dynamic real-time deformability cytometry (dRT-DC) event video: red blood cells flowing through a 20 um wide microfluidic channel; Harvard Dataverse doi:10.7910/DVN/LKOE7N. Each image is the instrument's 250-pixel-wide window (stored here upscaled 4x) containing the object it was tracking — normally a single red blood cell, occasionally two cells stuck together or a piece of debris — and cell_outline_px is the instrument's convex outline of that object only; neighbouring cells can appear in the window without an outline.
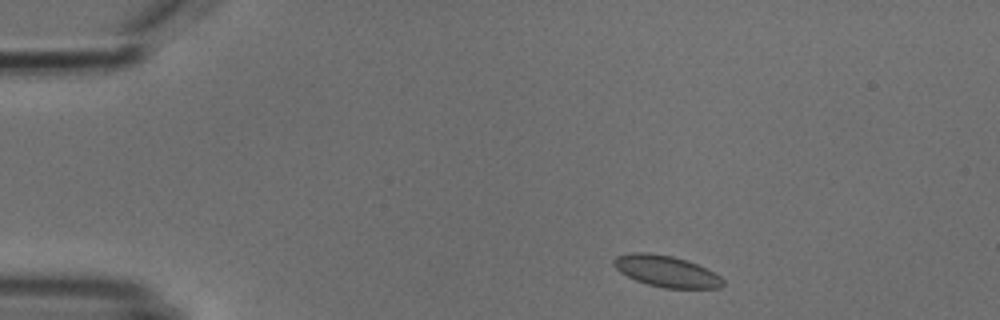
{"species": "common noctule bat (a hibernating species)", "species_latin": "Nyctalus noctula", "temperature_condition": "cold", "stored_images_in_passage": 3, "camera_frame_rate_fps": 3000, "um_per_image_px": 0.085, "animal": {"sex": "male", "body_mass_g": 18.8}, "frame": {"image": 1, "passage_image": 1, "time_ms": 0.0, "image_size_px": [1000, 320], "cell_outline_px": [[724, 284], [720, 288], [664, 288], [648, 284], [636, 280], [620, 272], [612, 264], [612, 260], [616, 256], [632, 252], [648, 252], [672, 256], [688, 260], [720, 276], [724, 280]], "centroid_in_image_um": [56.61, 23.05], "position_along_channel_um": 28.4, "area_um2": 19.88}}
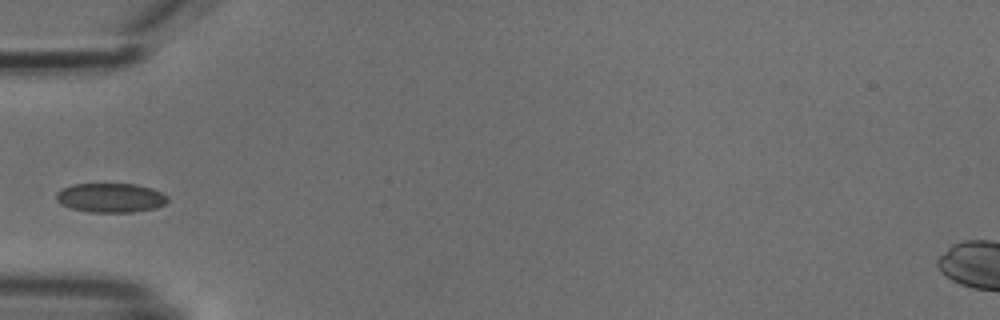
{"frame": {"image": 2, "passage_image": 3, "time_ms": 3.0, "image_size_px": [1000, 320], "cell_outline_px": [[168, 200], [164, 204], [156, 208], [132, 212], [88, 212], [72, 208], [60, 204], [56, 200], [56, 192], [72, 184], [136, 184], [152, 188], [168, 196]], "centroid_in_image_um": [9.4, 16.81], "position_along_channel_um": 75.6, "area_um2": 19.02}}